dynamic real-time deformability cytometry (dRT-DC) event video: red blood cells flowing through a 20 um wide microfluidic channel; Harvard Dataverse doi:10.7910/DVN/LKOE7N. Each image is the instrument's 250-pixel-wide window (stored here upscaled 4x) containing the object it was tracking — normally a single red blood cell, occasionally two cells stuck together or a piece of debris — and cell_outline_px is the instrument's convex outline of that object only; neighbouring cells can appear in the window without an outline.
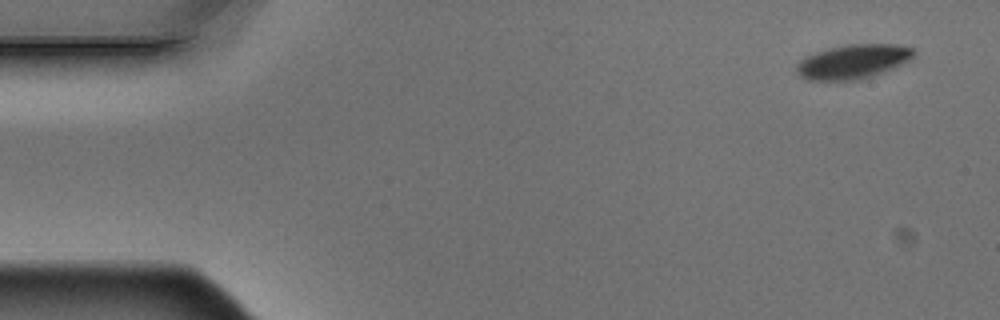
{"species": "Egyptian fruit bat (a non-hibernating species)", "species_latin": "Rousettus aegyptiacus", "temperature_condition": "warm", "stored_images_in_passage": 7, "camera_frame_rate_fps": 3000, "um_per_image_px": 0.085, "animal": {"sex": "male"}, "frame": {"image": 1, "passage_image": 1, "time_ms": 0.0, "image_size_px": [1000, 320], "cell_outline_px": [[916, 56], [896, 68], [860, 80], [808, 80], [800, 76], [796, 72], [796, 64], [804, 56], [828, 48], [844, 44], [896, 44], [916, 48]], "centroid_in_image_um": [72.55, 5.23], "position_along_channel_um": 12.5, "area_um2": 23.93}}
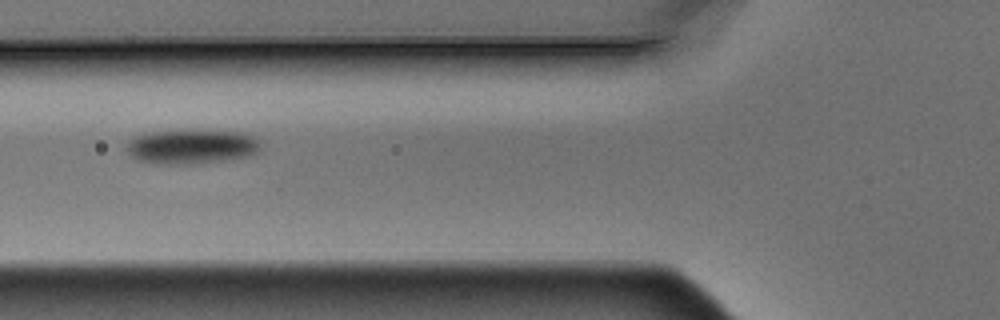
{"frame": {"image": 2, "passage_image": 6, "time_ms": 1.667, "image_size_px": [1000, 320], "cell_outline_px": [[260, 152], [244, 156], [220, 160], [180, 164], [168, 164], [140, 160], [132, 156], [124, 148], [128, 140], [132, 136], [148, 132], [184, 128], [244, 132], [260, 140]], "centroid_in_image_um": [16.25, 12.39], "position_along_channel_um": 109.5, "area_um2": 27.4}}
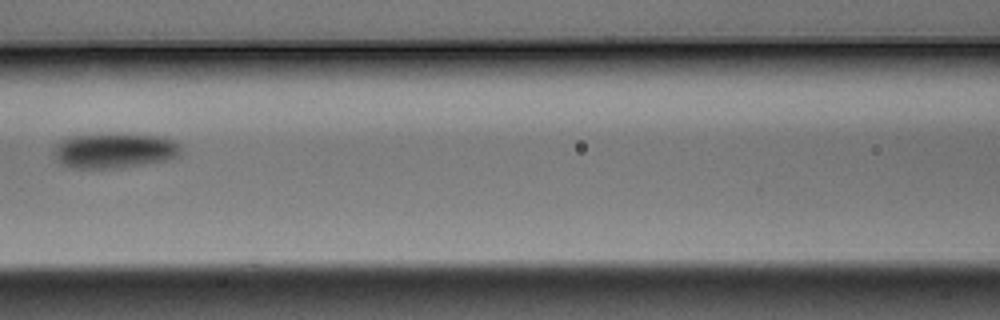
{"frame": {"image": 3, "passage_image": 7, "time_ms": 2.0, "image_size_px": [1000, 320], "cell_outline_px": [[180, 156], [164, 160], [144, 164], [116, 168], [72, 168], [60, 164], [56, 160], [52, 152], [56, 144], [60, 140], [68, 136], [164, 136], [180, 144]], "centroid_in_image_um": [9.67, 12.84], "position_along_channel_um": 156.9, "area_um2": 25.37}}